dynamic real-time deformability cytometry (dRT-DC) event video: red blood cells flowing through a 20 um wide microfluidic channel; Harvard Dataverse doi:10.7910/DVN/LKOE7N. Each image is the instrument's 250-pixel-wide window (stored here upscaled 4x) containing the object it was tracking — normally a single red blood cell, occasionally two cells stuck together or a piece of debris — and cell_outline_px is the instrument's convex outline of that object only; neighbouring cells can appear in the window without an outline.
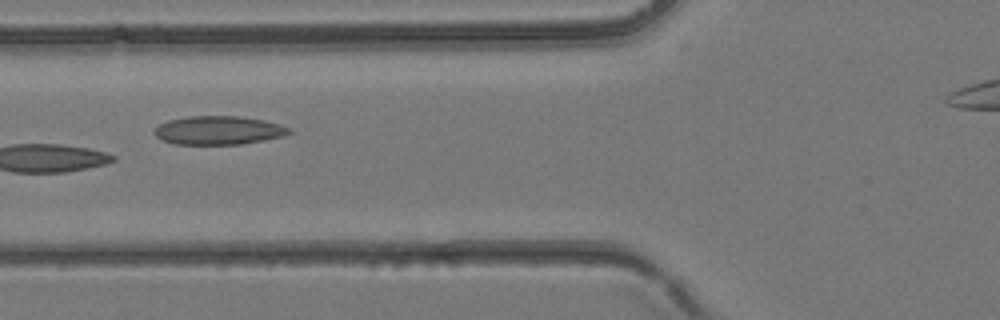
{"species": "common noctule bat (a hibernating species)", "species_latin": "Nyctalus noctula", "temperature_condition": "room temperature", "stored_images_in_passage": 5, "camera_frame_rate_fps": 3000, "um_per_image_px": 0.085, "animal": {"sex": "female", "body_mass_g": 24.6, "forearm_length_mm": 56.2}, "frame": {"image": 1, "passage_image": 5, "time_ms": 1.333, "image_size_px": [1000, 320], "cell_outline_px": [[292, 132], [284, 136], [264, 140], [240, 144], [176, 144], [160, 140], [152, 132], [160, 124], [168, 120], [188, 116], [240, 116], [264, 120], [280, 124], [292, 128]], "centroid_in_image_um": [18.59, 11.07], "position_along_channel_um": 107.2, "area_um2": 22.6}}